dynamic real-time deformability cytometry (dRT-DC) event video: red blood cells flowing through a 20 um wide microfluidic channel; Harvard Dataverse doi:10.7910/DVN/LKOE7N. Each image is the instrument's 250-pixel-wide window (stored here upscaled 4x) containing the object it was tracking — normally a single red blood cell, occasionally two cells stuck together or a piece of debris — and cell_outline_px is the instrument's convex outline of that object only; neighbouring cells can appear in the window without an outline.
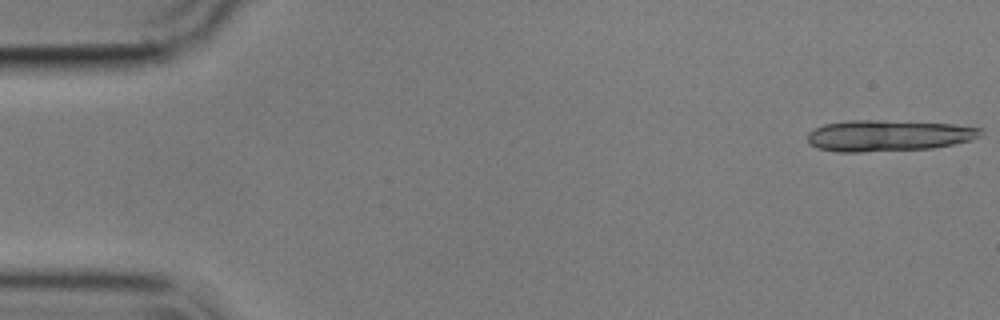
{"species": "common noctule bat (a hibernating species)", "species_latin": "Nyctalus noctula", "temperature_condition": "cold", "stored_images_in_passage": 15, "camera_frame_rate_fps": 3000, "um_per_image_px": 0.085, "animal": {"sex": "male", "body_mass_g": 17.9}, "frame": {"image": 1, "passage_image": 1, "time_ms": 0.0, "image_size_px": [1000, 320], "cell_outline_px": [[984, 128], [980, 136], [972, 140], [932, 148], [860, 152], [836, 152], [816, 148], [808, 144], [808, 132], [824, 124], [848, 120], [880, 120], [952, 124]], "centroid_in_image_um": [75.48, 11.53], "position_along_channel_um": 9.5, "area_um2": 31.62}}